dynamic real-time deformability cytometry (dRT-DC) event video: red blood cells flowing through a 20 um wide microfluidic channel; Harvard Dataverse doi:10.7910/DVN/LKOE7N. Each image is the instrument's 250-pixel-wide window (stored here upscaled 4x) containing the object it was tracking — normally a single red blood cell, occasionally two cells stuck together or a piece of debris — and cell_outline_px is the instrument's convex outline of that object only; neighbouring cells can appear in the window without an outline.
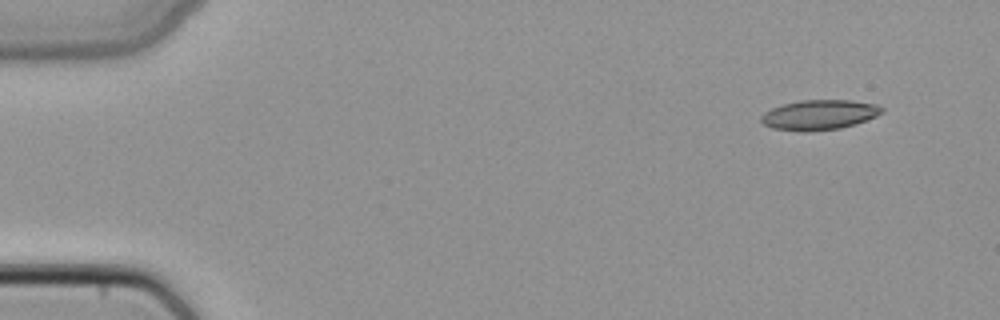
{"species": "common noctule bat (a hibernating species)", "species_latin": "Nyctalus noctula", "temperature_condition": "cold", "stored_images_in_passage": 4, "camera_frame_rate_fps": 3000, "um_per_image_px": 0.085, "animal": {"sex": "female", "body_mass_g": 22.7, "forearm_length_mm": 54.2}, "frame": {"image": 1, "passage_image": 1, "time_ms": 0.0, "image_size_px": [1000, 320], "cell_outline_px": [[884, 112], [876, 116], [856, 124], [840, 128], [808, 132], [800, 132], [772, 128], [764, 124], [760, 120], [760, 116], [764, 112], [772, 108], [784, 104], [800, 100], [848, 100], [876, 104], [884, 108]], "centroid_in_image_um": [69.63, 9.77], "position_along_channel_um": 15.4, "area_um2": 21.21}}